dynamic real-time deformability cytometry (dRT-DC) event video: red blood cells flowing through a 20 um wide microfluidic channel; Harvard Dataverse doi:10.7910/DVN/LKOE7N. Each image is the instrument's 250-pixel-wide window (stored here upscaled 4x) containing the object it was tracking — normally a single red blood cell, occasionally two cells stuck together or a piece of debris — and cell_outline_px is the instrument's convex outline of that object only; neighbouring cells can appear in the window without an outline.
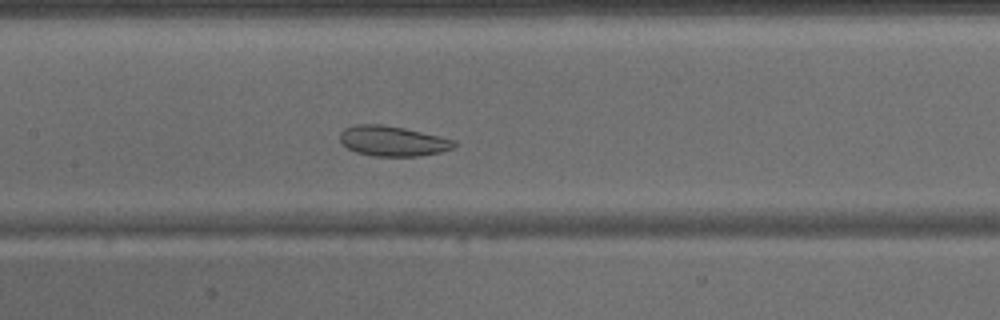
{"species": "common noctule bat (a hibernating species)", "species_latin": "Nyctalus noctula", "temperature_condition": "warm", "stored_images_in_passage": 46, "camera_frame_rate_fps": 3000, "um_per_image_px": 0.085, "animal": {"sex": "male", "body_mass_g": 15.6}, "frame": {"image": 1, "passage_image": 22, "time_ms": 7.0, "image_size_px": [1000, 320], "cell_outline_px": [[456, 144], [452, 148], [440, 152], [420, 156], [372, 156], [356, 152], [340, 144], [340, 132], [344, 128], [356, 124], [380, 124], [404, 128], [456, 140]], "centroid_in_image_um": [33.34, 11.99], "position_along_channel_um": 174.1, "area_um2": 20.11}}
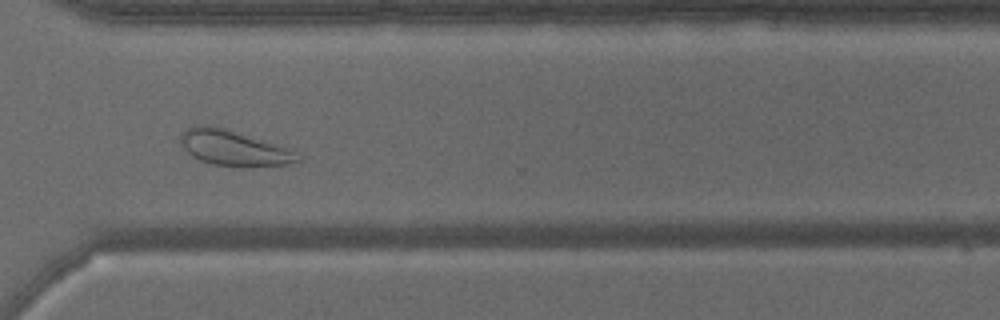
{"frame": {"image": 2, "passage_image": 34, "time_ms": 11.0, "image_size_px": [1000, 320], "cell_outline_px": [[304, 160], [288, 164], [240, 168], [212, 164], [200, 160], [192, 156], [180, 144], [180, 136], [184, 128], [196, 124], [204, 124], [224, 128], [280, 144], [288, 148]], "centroid_in_image_um": [19.86, 12.58], "position_along_channel_um": 350.7, "area_um2": 24.68}}
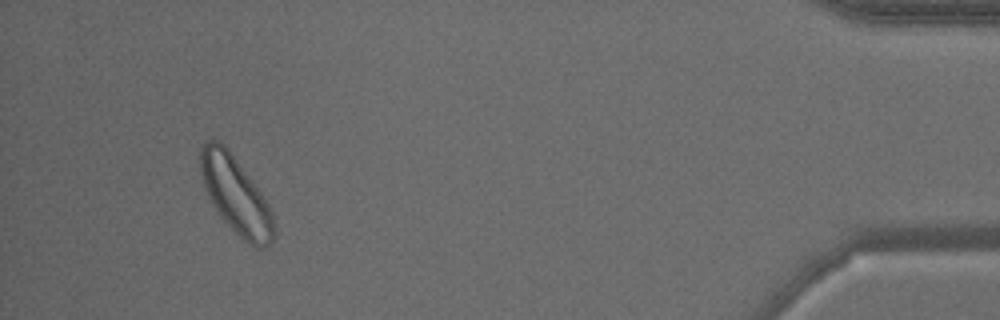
{"frame": {"image": 3, "passage_image": 43, "time_ms": 14.0, "image_size_px": [1000, 320], "cell_outline_px": [[276, 236], [268, 248], [256, 248], [244, 240], [220, 216], [212, 204], [208, 196], [200, 172], [200, 148], [204, 140], [212, 136], [220, 140], [228, 148], [252, 180], [268, 204], [272, 212], [276, 232]], "centroid_in_image_um": [20.04, 16.56], "position_along_channel_um": 415.2, "area_um2": 33.23}}